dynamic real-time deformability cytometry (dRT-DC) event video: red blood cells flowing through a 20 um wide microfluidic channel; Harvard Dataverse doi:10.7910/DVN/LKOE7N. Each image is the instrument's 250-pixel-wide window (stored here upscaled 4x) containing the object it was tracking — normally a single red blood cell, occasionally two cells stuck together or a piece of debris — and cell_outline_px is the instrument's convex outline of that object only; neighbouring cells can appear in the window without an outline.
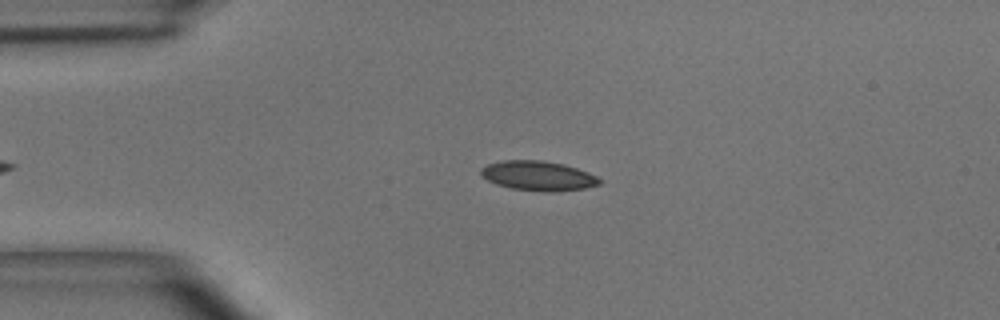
{"species": "common noctule bat (a hibernating species)", "species_latin": "Nyctalus noctula", "temperature_condition": "room temperature", "stored_images_in_passage": 37, "camera_frame_rate_fps": 3000, "um_per_image_px": 0.085, "animal": {"sex": "male", "body_mass_g": 15.6}, "frame": {"image": 1, "passage_image": 7, "time_ms": 2.0, "image_size_px": [1000, 320], "cell_outline_px": [[600, 184], [584, 188], [556, 192], [544, 192], [512, 188], [496, 184], [480, 176], [480, 168], [488, 164], [504, 160], [544, 160], [564, 164], [588, 172], [596, 176], [600, 180]], "centroid_in_image_um": [45.72, 14.94], "position_along_channel_um": 39.3, "area_um2": 20.52}}
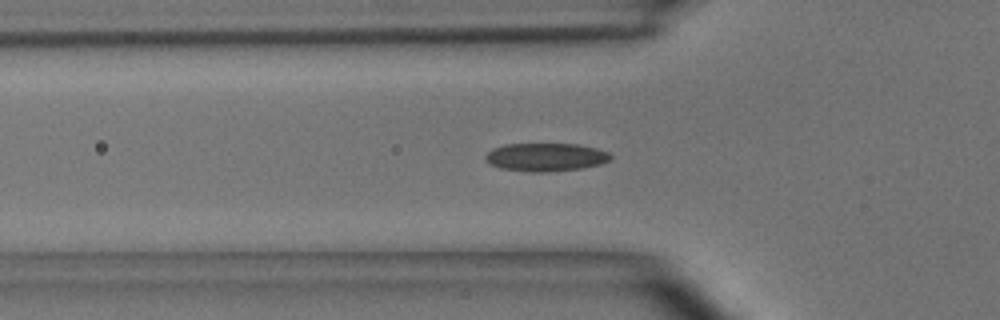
{"frame": {"image": 2, "passage_image": 12, "time_ms": 3.667, "image_size_px": [1000, 320], "cell_outline_px": [[612, 156], [608, 160], [600, 164], [580, 168], [548, 172], [528, 172], [500, 168], [492, 164], [484, 156], [492, 148], [504, 144], [576, 144], [596, 148], [608, 152]], "centroid_in_image_um": [46.37, 13.35], "position_along_channel_um": 79.4, "area_um2": 20.4}}
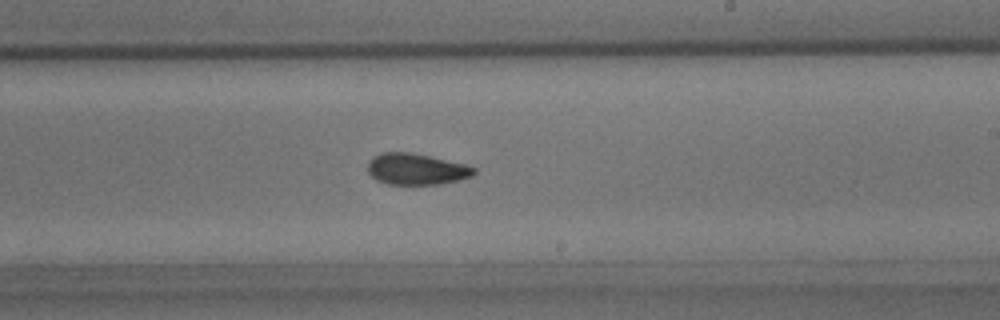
{"frame": {"image": 3, "passage_image": 25, "time_ms": 8.0, "image_size_px": [1000, 320], "cell_outline_px": [[476, 172], [472, 176], [460, 180], [440, 184], [388, 184], [376, 180], [368, 172], [368, 160], [380, 152], [412, 152], [464, 164], [476, 168]], "centroid_in_image_um": [35.37, 14.37], "position_along_channel_um": 253.6, "area_um2": 19.42}, "authors_computed_cell_mechanics": {"area_um2": 19.8832, "velocity_mm_per_s": 4.0012, "shape_relaxation_time_tau1_ms": 3.9452, "shape_relaxation_time_tau2_ms": 2.3609, "deformation_change_tau1": 0.1156, "deformation_change_tau2": 0.0677}}